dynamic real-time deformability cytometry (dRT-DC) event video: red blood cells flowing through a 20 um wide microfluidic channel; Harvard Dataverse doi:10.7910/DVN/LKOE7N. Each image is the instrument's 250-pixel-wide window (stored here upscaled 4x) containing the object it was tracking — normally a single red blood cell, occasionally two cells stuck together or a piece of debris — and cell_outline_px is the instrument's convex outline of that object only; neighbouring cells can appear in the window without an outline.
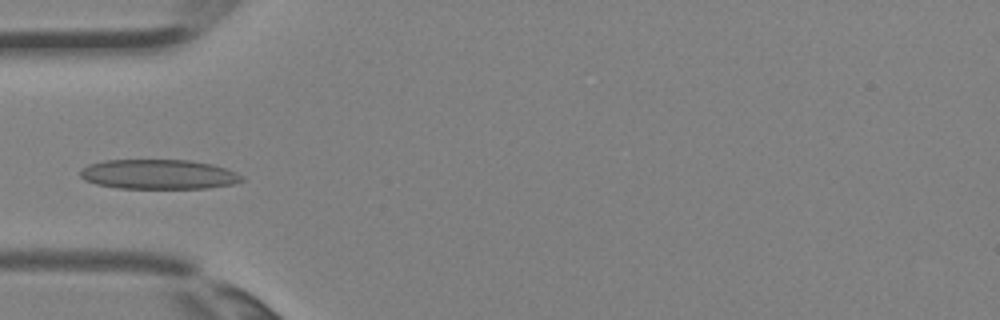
{"species": "Egyptian fruit bat (a non-hibernating species)", "species_latin": "Rousettus aegyptiacus", "temperature_condition": "room temperature", "stored_images_in_passage": 4, "camera_frame_rate_fps": 3000, "um_per_image_px": 0.085, "animal": {"sex": "female"}, "frame": {"image": 1, "passage_image": 4, "time_ms": 1.0, "image_size_px": [1000, 320], "cell_outline_px": [[244, 180], [232, 184], [208, 188], [120, 188], [96, 184], [84, 180], [80, 176], [80, 172], [88, 164], [104, 160], [188, 160], [212, 164], [228, 168], [244, 176]], "centroid_in_image_um": [13.51, 14.81], "position_along_channel_um": 71.5, "area_um2": 28.03}}